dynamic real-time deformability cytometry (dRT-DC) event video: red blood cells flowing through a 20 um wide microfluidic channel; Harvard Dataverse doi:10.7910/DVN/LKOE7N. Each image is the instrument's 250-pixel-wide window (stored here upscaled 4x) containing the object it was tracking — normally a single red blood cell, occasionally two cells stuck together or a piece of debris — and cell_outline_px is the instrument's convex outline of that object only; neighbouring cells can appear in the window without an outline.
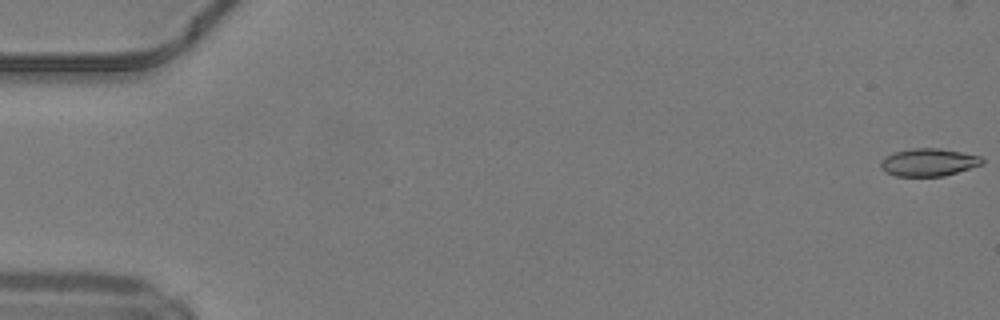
{"species": "common noctule bat (a hibernating species)", "species_latin": "Nyctalus noctula", "temperature_condition": "warm", "stored_images_in_passage": 50, "camera_frame_rate_fps": 3000, "um_per_image_px": 0.085, "animal": {"sex": "male", "body_mass_g": 19.2, "forearm_length_mm": 51.8}, "frame": {"image": 1, "passage_image": 1, "time_ms": 0.0, "image_size_px": [1000, 320], "cell_outline_px": [[984, 164], [944, 176], [896, 176], [884, 172], [880, 168], [880, 160], [884, 156], [892, 152], [912, 148], [940, 148], [980, 156], [984, 160]], "centroid_in_image_um": [78.88, 13.79], "position_along_channel_um": 6.1, "area_um2": 16.59}}
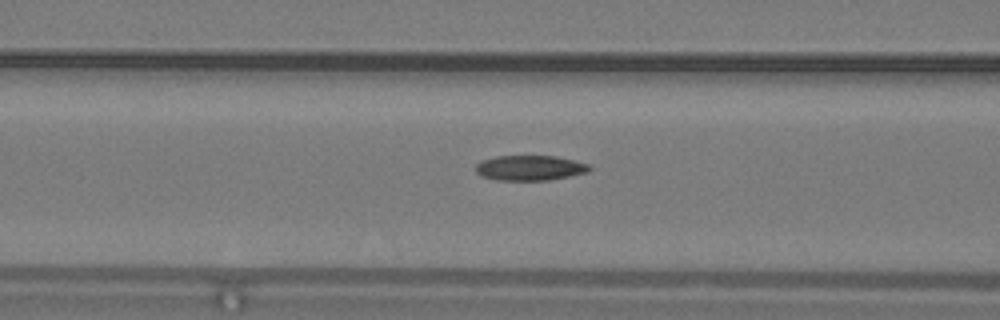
{"frame": {"image": 2, "passage_image": 21, "time_ms": 6.667, "image_size_px": [1000, 320], "cell_outline_px": [[592, 168], [588, 172], [548, 180], [496, 180], [480, 176], [476, 172], [476, 164], [480, 160], [496, 156], [556, 156], [576, 160], [588, 164]], "centroid_in_image_um": [45.02, 14.26], "position_along_channel_um": 121.6, "area_um2": 16.76}}
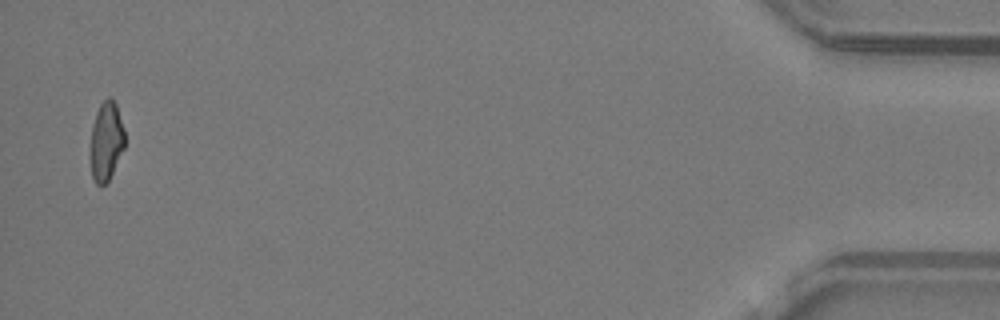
{"frame": {"image": 3, "passage_image": 49, "time_ms": 16.0, "image_size_px": [1000, 320], "cell_outline_px": [[124, 148], [108, 180], [100, 188], [96, 184], [92, 176], [92, 124], [96, 112], [100, 104], [108, 96], [112, 96], [116, 104], [124, 128]], "centroid_in_image_um": [9.05, 11.96], "position_along_channel_um": 426.2, "area_um2": 15.49}, "authors_computed_cell_mechanics": {"area_um2": 16.9354, "velocity_mm_per_s": 4.2386, "shape_relaxation_time_tau1_ms": null, "shape_relaxation_time_tau2_ms": 3.8163, "deformation_change_tau1": null, "deformation_change_tau2": 0.1274}}